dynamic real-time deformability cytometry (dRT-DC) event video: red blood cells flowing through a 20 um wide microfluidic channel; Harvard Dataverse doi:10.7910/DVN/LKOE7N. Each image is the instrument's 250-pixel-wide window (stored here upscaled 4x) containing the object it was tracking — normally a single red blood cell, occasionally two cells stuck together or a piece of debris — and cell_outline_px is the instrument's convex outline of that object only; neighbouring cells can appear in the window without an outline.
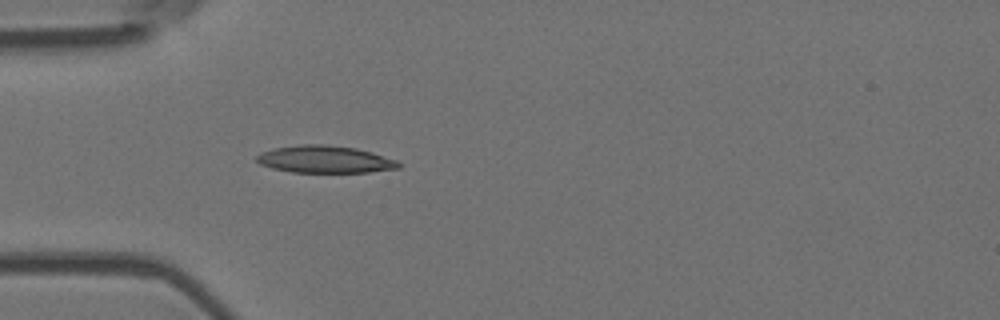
{"species": "Egyptian fruit bat (a non-hibernating species)", "species_latin": "Rousettus aegyptiacus", "temperature_condition": "room temperature", "stored_images_in_passage": 4, "camera_frame_rate_fps": 3000, "um_per_image_px": 0.085, "animal": {"sex": "female"}, "frame": {"image": 1, "passage_image": 4, "time_ms": 1.0, "image_size_px": [1000, 320], "cell_outline_px": [[400, 168], [368, 172], [292, 172], [272, 168], [260, 164], [256, 160], [256, 156], [260, 152], [272, 148], [300, 144], [324, 144], [356, 148], [372, 152], [396, 160], [400, 164]], "centroid_in_image_um": [27.58, 13.53], "position_along_channel_um": 57.4, "area_um2": 22.6}}